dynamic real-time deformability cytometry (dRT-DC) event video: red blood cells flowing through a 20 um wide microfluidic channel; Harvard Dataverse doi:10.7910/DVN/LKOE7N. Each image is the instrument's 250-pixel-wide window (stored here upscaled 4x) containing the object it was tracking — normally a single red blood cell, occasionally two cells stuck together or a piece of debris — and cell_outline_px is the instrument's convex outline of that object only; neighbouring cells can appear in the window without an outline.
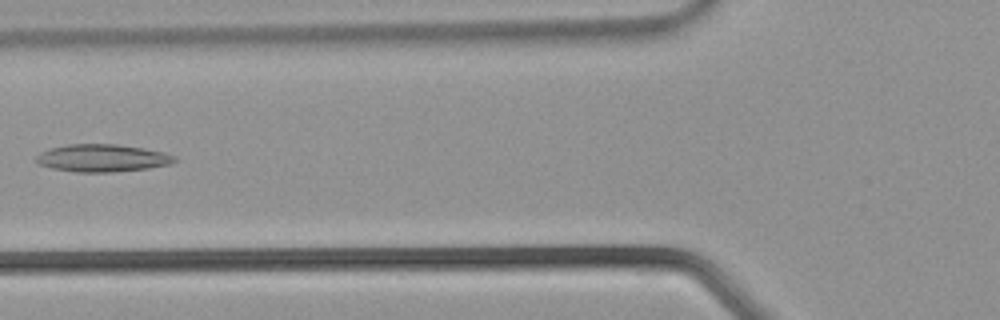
{"species": "common noctule bat (a hibernating species)", "species_latin": "Nyctalus noctula", "temperature_condition": "warm", "stored_images_in_passage": 30, "camera_frame_rate_fps": 3000, "um_per_image_px": 0.085, "animal": {"sex": "male", "body_mass_g": 21.5, "forearm_length_mm": 52.0}, "frame": {"image": 1, "passage_image": 8, "time_ms": 2.333, "image_size_px": [1000, 320], "cell_outline_px": [[176, 160], [168, 164], [148, 168], [112, 172], [76, 172], [52, 168], [40, 164], [36, 160], [36, 156], [40, 152], [52, 148], [68, 144], [116, 144], [144, 148], [164, 152], [176, 156]], "centroid_in_image_um": [8.7, 13.43], "position_along_channel_um": 117.1, "area_um2": 22.02}}
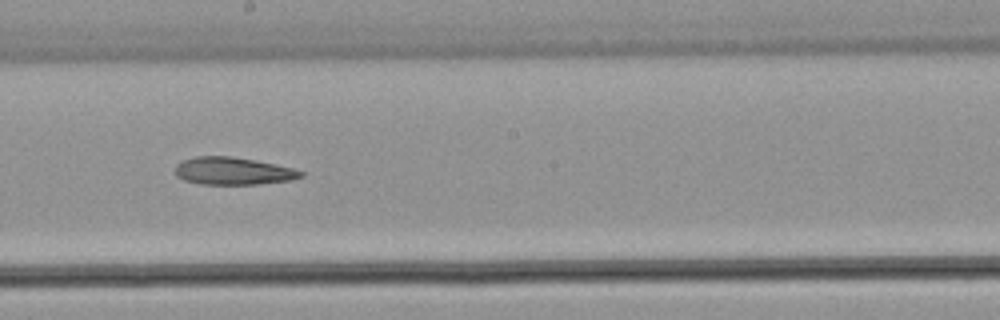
{"frame": {"image": 2, "passage_image": 14, "time_ms": 4.333, "image_size_px": [1000, 320], "cell_outline_px": [[304, 176], [292, 180], [260, 184], [200, 184], [184, 180], [176, 176], [176, 164], [184, 160], [196, 156], [232, 156], [256, 160], [276, 164], [292, 168], [304, 172]], "centroid_in_image_um": [19.83, 14.54], "position_along_channel_um": 228.4, "area_um2": 20.23}}
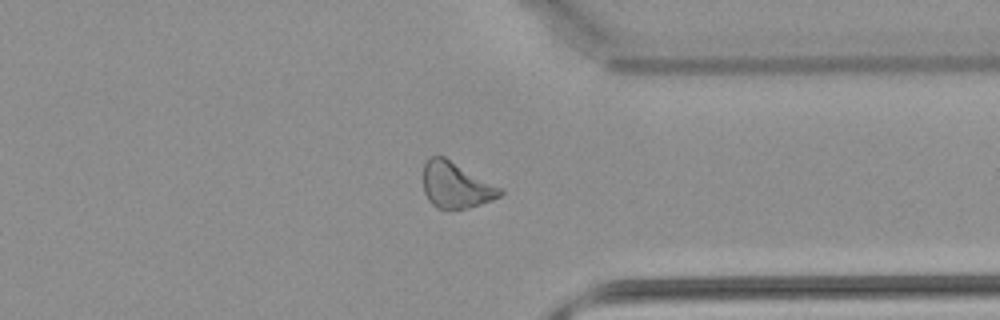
{"frame": {"image": 3, "passage_image": 22, "time_ms": 7.0, "image_size_px": [1000, 320], "cell_outline_px": [[504, 192], [500, 196], [492, 200], [468, 208], [436, 208], [428, 200], [424, 192], [424, 164], [432, 156], [444, 156], [504, 188]], "centroid_in_image_um": [38.79, 15.73], "position_along_channel_um": 372.6, "area_um2": 20.63}}